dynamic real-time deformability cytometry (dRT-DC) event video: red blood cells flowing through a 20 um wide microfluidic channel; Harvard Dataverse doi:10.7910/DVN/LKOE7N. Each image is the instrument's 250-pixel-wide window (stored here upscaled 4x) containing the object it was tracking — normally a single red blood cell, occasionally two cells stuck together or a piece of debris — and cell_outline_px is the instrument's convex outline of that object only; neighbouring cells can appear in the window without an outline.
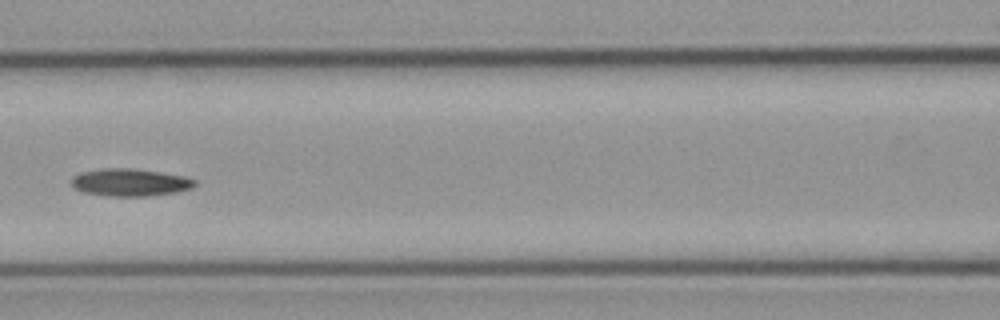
{"species": "common noctule bat (a hibernating species)", "species_latin": "Nyctalus noctula", "temperature_condition": "cold", "stored_images_in_passage": 9, "camera_frame_rate_fps": 3000, "um_per_image_px": 0.085, "animal": {"sex": "male", "body_mass_g": 23.1, "forearm_length_mm": 52.7}, "frame": {"image": 1, "passage_image": 6, "time_ms": 6.667, "image_size_px": [1000, 320], "cell_outline_px": [[196, 184], [192, 188], [176, 192], [148, 196], [108, 196], [84, 192], [76, 188], [72, 184], [72, 176], [80, 172], [104, 168], [128, 168], [184, 176], [196, 180]], "centroid_in_image_um": [11.05, 15.51], "position_along_channel_um": 155.6, "area_um2": 19.54}}
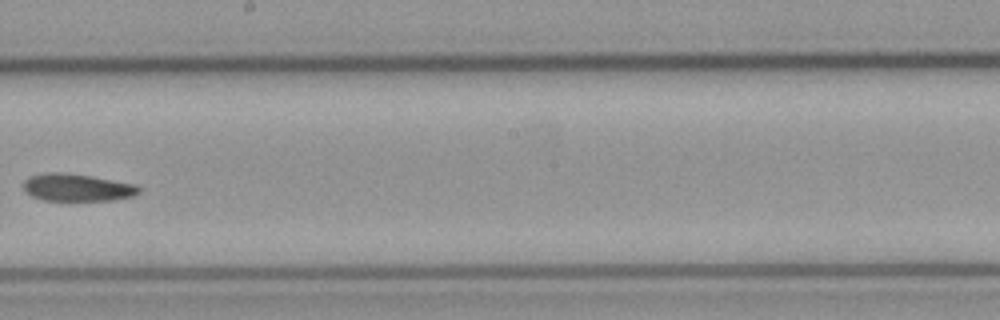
{"frame": {"image": 2, "passage_image": 8, "time_ms": 9.0, "image_size_px": [1000, 320], "cell_outline_px": [[140, 192], [132, 196], [112, 200], [44, 200], [32, 196], [24, 192], [24, 180], [28, 176], [48, 172], [64, 172], [92, 176], [136, 184], [140, 188]], "centroid_in_image_um": [6.53, 15.92], "position_along_channel_um": 241.7, "area_um2": 18.5}}
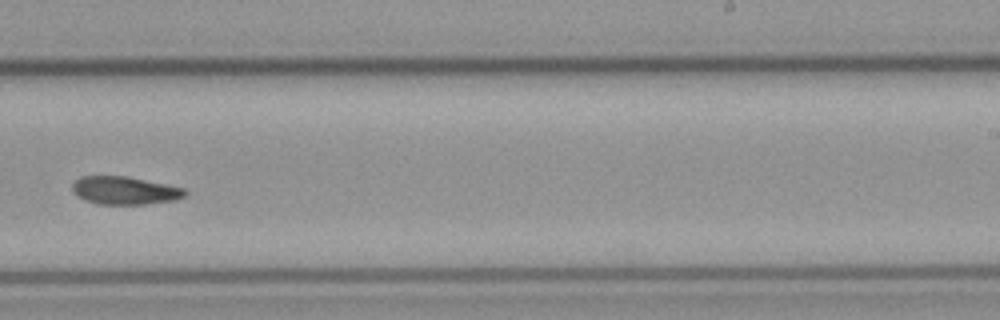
{"frame": {"image": 3, "passage_image": 9, "time_ms": 10.0, "image_size_px": [1000, 320], "cell_outline_px": [[188, 196], [176, 200], [144, 204], [96, 204], [84, 200], [76, 196], [72, 192], [72, 184], [80, 176], [124, 176], [184, 188], [188, 192]], "centroid_in_image_um": [10.58, 16.2], "position_along_channel_um": 278.4, "area_um2": 18.44}}